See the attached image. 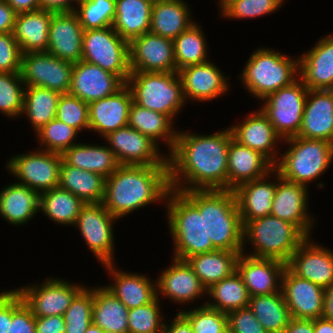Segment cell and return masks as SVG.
Listing matches in <instances>:
<instances>
[{
    "instance_id": "33",
    "label": "cell",
    "mask_w": 333,
    "mask_h": 333,
    "mask_svg": "<svg viewBox=\"0 0 333 333\" xmlns=\"http://www.w3.org/2000/svg\"><path fill=\"white\" fill-rule=\"evenodd\" d=\"M195 21L183 0H154L151 11L150 33L174 40Z\"/></svg>"
},
{
    "instance_id": "1",
    "label": "cell",
    "mask_w": 333,
    "mask_h": 333,
    "mask_svg": "<svg viewBox=\"0 0 333 333\" xmlns=\"http://www.w3.org/2000/svg\"><path fill=\"white\" fill-rule=\"evenodd\" d=\"M232 137L230 128L211 135L177 132L175 145L167 156L171 189L228 190V148Z\"/></svg>"
},
{
    "instance_id": "23",
    "label": "cell",
    "mask_w": 333,
    "mask_h": 333,
    "mask_svg": "<svg viewBox=\"0 0 333 333\" xmlns=\"http://www.w3.org/2000/svg\"><path fill=\"white\" fill-rule=\"evenodd\" d=\"M185 100L208 102L228 91V81L214 63L207 61L178 71Z\"/></svg>"
},
{
    "instance_id": "17",
    "label": "cell",
    "mask_w": 333,
    "mask_h": 333,
    "mask_svg": "<svg viewBox=\"0 0 333 333\" xmlns=\"http://www.w3.org/2000/svg\"><path fill=\"white\" fill-rule=\"evenodd\" d=\"M273 173L277 187L270 215L294 224L306 237L312 236L310 233L315 220L310 217L311 214L308 215V186L282 178L277 171L275 173V169Z\"/></svg>"
},
{
    "instance_id": "10",
    "label": "cell",
    "mask_w": 333,
    "mask_h": 333,
    "mask_svg": "<svg viewBox=\"0 0 333 333\" xmlns=\"http://www.w3.org/2000/svg\"><path fill=\"white\" fill-rule=\"evenodd\" d=\"M308 88L298 79L293 84L267 95L260 108L283 139L297 136L304 113Z\"/></svg>"
},
{
    "instance_id": "3",
    "label": "cell",
    "mask_w": 333,
    "mask_h": 333,
    "mask_svg": "<svg viewBox=\"0 0 333 333\" xmlns=\"http://www.w3.org/2000/svg\"><path fill=\"white\" fill-rule=\"evenodd\" d=\"M164 201L174 242V258L186 260L217 250L206 238L205 190L179 192L171 189Z\"/></svg>"
},
{
    "instance_id": "21",
    "label": "cell",
    "mask_w": 333,
    "mask_h": 333,
    "mask_svg": "<svg viewBox=\"0 0 333 333\" xmlns=\"http://www.w3.org/2000/svg\"><path fill=\"white\" fill-rule=\"evenodd\" d=\"M281 290L292 318H321L325 289L294 275L287 267L282 275Z\"/></svg>"
},
{
    "instance_id": "34",
    "label": "cell",
    "mask_w": 333,
    "mask_h": 333,
    "mask_svg": "<svg viewBox=\"0 0 333 333\" xmlns=\"http://www.w3.org/2000/svg\"><path fill=\"white\" fill-rule=\"evenodd\" d=\"M154 0H116L112 28L128 43L149 32Z\"/></svg>"
},
{
    "instance_id": "46",
    "label": "cell",
    "mask_w": 333,
    "mask_h": 333,
    "mask_svg": "<svg viewBox=\"0 0 333 333\" xmlns=\"http://www.w3.org/2000/svg\"><path fill=\"white\" fill-rule=\"evenodd\" d=\"M77 5L74 12L78 15L84 30L112 26L116 0H80Z\"/></svg>"
},
{
    "instance_id": "35",
    "label": "cell",
    "mask_w": 333,
    "mask_h": 333,
    "mask_svg": "<svg viewBox=\"0 0 333 333\" xmlns=\"http://www.w3.org/2000/svg\"><path fill=\"white\" fill-rule=\"evenodd\" d=\"M40 194L26 185L10 184L0 192V215L12 225H23L39 212Z\"/></svg>"
},
{
    "instance_id": "53",
    "label": "cell",
    "mask_w": 333,
    "mask_h": 333,
    "mask_svg": "<svg viewBox=\"0 0 333 333\" xmlns=\"http://www.w3.org/2000/svg\"><path fill=\"white\" fill-rule=\"evenodd\" d=\"M282 4L279 0H233L220 15L239 20L255 18L277 11Z\"/></svg>"
},
{
    "instance_id": "40",
    "label": "cell",
    "mask_w": 333,
    "mask_h": 333,
    "mask_svg": "<svg viewBox=\"0 0 333 333\" xmlns=\"http://www.w3.org/2000/svg\"><path fill=\"white\" fill-rule=\"evenodd\" d=\"M128 125L149 137L157 145H159L158 140L164 139L165 144L169 147V152L175 145L178 131H174L173 121L167 115L143 108L132 102Z\"/></svg>"
},
{
    "instance_id": "47",
    "label": "cell",
    "mask_w": 333,
    "mask_h": 333,
    "mask_svg": "<svg viewBox=\"0 0 333 333\" xmlns=\"http://www.w3.org/2000/svg\"><path fill=\"white\" fill-rule=\"evenodd\" d=\"M23 84V86H21ZM24 84L21 74L0 72V112L8 117H19L24 109Z\"/></svg>"
},
{
    "instance_id": "51",
    "label": "cell",
    "mask_w": 333,
    "mask_h": 333,
    "mask_svg": "<svg viewBox=\"0 0 333 333\" xmlns=\"http://www.w3.org/2000/svg\"><path fill=\"white\" fill-rule=\"evenodd\" d=\"M159 298L152 302L129 309L128 333H162L164 316L162 317Z\"/></svg>"
},
{
    "instance_id": "61",
    "label": "cell",
    "mask_w": 333,
    "mask_h": 333,
    "mask_svg": "<svg viewBox=\"0 0 333 333\" xmlns=\"http://www.w3.org/2000/svg\"><path fill=\"white\" fill-rule=\"evenodd\" d=\"M175 316L170 325L164 323L162 333H194L189 321L180 312Z\"/></svg>"
},
{
    "instance_id": "63",
    "label": "cell",
    "mask_w": 333,
    "mask_h": 333,
    "mask_svg": "<svg viewBox=\"0 0 333 333\" xmlns=\"http://www.w3.org/2000/svg\"><path fill=\"white\" fill-rule=\"evenodd\" d=\"M18 13L41 9L40 0H5Z\"/></svg>"
},
{
    "instance_id": "14",
    "label": "cell",
    "mask_w": 333,
    "mask_h": 333,
    "mask_svg": "<svg viewBox=\"0 0 333 333\" xmlns=\"http://www.w3.org/2000/svg\"><path fill=\"white\" fill-rule=\"evenodd\" d=\"M85 286L71 284L56 278L47 279L42 285L15 289L35 317L63 316L74 297Z\"/></svg>"
},
{
    "instance_id": "26",
    "label": "cell",
    "mask_w": 333,
    "mask_h": 333,
    "mask_svg": "<svg viewBox=\"0 0 333 333\" xmlns=\"http://www.w3.org/2000/svg\"><path fill=\"white\" fill-rule=\"evenodd\" d=\"M297 136L333 143V90H308Z\"/></svg>"
},
{
    "instance_id": "31",
    "label": "cell",
    "mask_w": 333,
    "mask_h": 333,
    "mask_svg": "<svg viewBox=\"0 0 333 333\" xmlns=\"http://www.w3.org/2000/svg\"><path fill=\"white\" fill-rule=\"evenodd\" d=\"M270 174H273V170L268 175L246 182L233 190L243 225L247 221L270 215L277 187V181L266 180Z\"/></svg>"
},
{
    "instance_id": "44",
    "label": "cell",
    "mask_w": 333,
    "mask_h": 333,
    "mask_svg": "<svg viewBox=\"0 0 333 333\" xmlns=\"http://www.w3.org/2000/svg\"><path fill=\"white\" fill-rule=\"evenodd\" d=\"M207 294L214 302L206 301L205 304L226 314L249 305L247 287L237 271L212 285L207 289Z\"/></svg>"
},
{
    "instance_id": "4",
    "label": "cell",
    "mask_w": 333,
    "mask_h": 333,
    "mask_svg": "<svg viewBox=\"0 0 333 333\" xmlns=\"http://www.w3.org/2000/svg\"><path fill=\"white\" fill-rule=\"evenodd\" d=\"M250 56L239 76L244 88L256 99L262 100L299 78V58L293 60L271 48H259Z\"/></svg>"
},
{
    "instance_id": "2",
    "label": "cell",
    "mask_w": 333,
    "mask_h": 333,
    "mask_svg": "<svg viewBox=\"0 0 333 333\" xmlns=\"http://www.w3.org/2000/svg\"><path fill=\"white\" fill-rule=\"evenodd\" d=\"M170 190L168 165H120L105 179L102 204L120 219L150 203L166 200Z\"/></svg>"
},
{
    "instance_id": "19",
    "label": "cell",
    "mask_w": 333,
    "mask_h": 333,
    "mask_svg": "<svg viewBox=\"0 0 333 333\" xmlns=\"http://www.w3.org/2000/svg\"><path fill=\"white\" fill-rule=\"evenodd\" d=\"M124 85L117 75L80 60L73 64L69 93L89 104L115 94Z\"/></svg>"
},
{
    "instance_id": "11",
    "label": "cell",
    "mask_w": 333,
    "mask_h": 333,
    "mask_svg": "<svg viewBox=\"0 0 333 333\" xmlns=\"http://www.w3.org/2000/svg\"><path fill=\"white\" fill-rule=\"evenodd\" d=\"M62 154L45 149L28 154H20L7 163L9 173L20 179L19 184L26 185L39 194L58 187Z\"/></svg>"
},
{
    "instance_id": "56",
    "label": "cell",
    "mask_w": 333,
    "mask_h": 333,
    "mask_svg": "<svg viewBox=\"0 0 333 333\" xmlns=\"http://www.w3.org/2000/svg\"><path fill=\"white\" fill-rule=\"evenodd\" d=\"M227 325L228 333H268L249 307L227 313Z\"/></svg>"
},
{
    "instance_id": "12",
    "label": "cell",
    "mask_w": 333,
    "mask_h": 333,
    "mask_svg": "<svg viewBox=\"0 0 333 333\" xmlns=\"http://www.w3.org/2000/svg\"><path fill=\"white\" fill-rule=\"evenodd\" d=\"M116 218L100 203H85L77 217L75 227L79 228L90 252L104 265L114 263V231ZM113 222V223H112Z\"/></svg>"
},
{
    "instance_id": "57",
    "label": "cell",
    "mask_w": 333,
    "mask_h": 333,
    "mask_svg": "<svg viewBox=\"0 0 333 333\" xmlns=\"http://www.w3.org/2000/svg\"><path fill=\"white\" fill-rule=\"evenodd\" d=\"M64 317L60 315L36 317L35 333H65Z\"/></svg>"
},
{
    "instance_id": "65",
    "label": "cell",
    "mask_w": 333,
    "mask_h": 333,
    "mask_svg": "<svg viewBox=\"0 0 333 333\" xmlns=\"http://www.w3.org/2000/svg\"><path fill=\"white\" fill-rule=\"evenodd\" d=\"M314 333H333V321L322 317L314 319Z\"/></svg>"
},
{
    "instance_id": "13",
    "label": "cell",
    "mask_w": 333,
    "mask_h": 333,
    "mask_svg": "<svg viewBox=\"0 0 333 333\" xmlns=\"http://www.w3.org/2000/svg\"><path fill=\"white\" fill-rule=\"evenodd\" d=\"M73 63L49 52H30L21 56L20 74L26 86H38L61 94L69 93Z\"/></svg>"
},
{
    "instance_id": "42",
    "label": "cell",
    "mask_w": 333,
    "mask_h": 333,
    "mask_svg": "<svg viewBox=\"0 0 333 333\" xmlns=\"http://www.w3.org/2000/svg\"><path fill=\"white\" fill-rule=\"evenodd\" d=\"M85 203L59 186L40 194L39 211L60 225H75Z\"/></svg>"
},
{
    "instance_id": "30",
    "label": "cell",
    "mask_w": 333,
    "mask_h": 333,
    "mask_svg": "<svg viewBox=\"0 0 333 333\" xmlns=\"http://www.w3.org/2000/svg\"><path fill=\"white\" fill-rule=\"evenodd\" d=\"M104 266L115 282L105 287L128 309L146 305L157 297L156 283L153 284L145 274L118 270L114 268L113 263H107Z\"/></svg>"
},
{
    "instance_id": "59",
    "label": "cell",
    "mask_w": 333,
    "mask_h": 333,
    "mask_svg": "<svg viewBox=\"0 0 333 333\" xmlns=\"http://www.w3.org/2000/svg\"><path fill=\"white\" fill-rule=\"evenodd\" d=\"M16 15L17 13L5 0H0V33L13 31Z\"/></svg>"
},
{
    "instance_id": "45",
    "label": "cell",
    "mask_w": 333,
    "mask_h": 333,
    "mask_svg": "<svg viewBox=\"0 0 333 333\" xmlns=\"http://www.w3.org/2000/svg\"><path fill=\"white\" fill-rule=\"evenodd\" d=\"M201 29V26L193 23L173 40L177 72L185 67L209 61L208 47Z\"/></svg>"
},
{
    "instance_id": "25",
    "label": "cell",
    "mask_w": 333,
    "mask_h": 333,
    "mask_svg": "<svg viewBox=\"0 0 333 333\" xmlns=\"http://www.w3.org/2000/svg\"><path fill=\"white\" fill-rule=\"evenodd\" d=\"M299 56V79L308 90H333V34Z\"/></svg>"
},
{
    "instance_id": "54",
    "label": "cell",
    "mask_w": 333,
    "mask_h": 333,
    "mask_svg": "<svg viewBox=\"0 0 333 333\" xmlns=\"http://www.w3.org/2000/svg\"><path fill=\"white\" fill-rule=\"evenodd\" d=\"M36 317L24 304L21 296L12 290V322L7 333H35Z\"/></svg>"
},
{
    "instance_id": "43",
    "label": "cell",
    "mask_w": 333,
    "mask_h": 333,
    "mask_svg": "<svg viewBox=\"0 0 333 333\" xmlns=\"http://www.w3.org/2000/svg\"><path fill=\"white\" fill-rule=\"evenodd\" d=\"M61 93L38 86H26L24 109L35 132L56 118L57 104Z\"/></svg>"
},
{
    "instance_id": "16",
    "label": "cell",
    "mask_w": 333,
    "mask_h": 333,
    "mask_svg": "<svg viewBox=\"0 0 333 333\" xmlns=\"http://www.w3.org/2000/svg\"><path fill=\"white\" fill-rule=\"evenodd\" d=\"M131 71L177 72L173 40L150 32L129 42Z\"/></svg>"
},
{
    "instance_id": "66",
    "label": "cell",
    "mask_w": 333,
    "mask_h": 333,
    "mask_svg": "<svg viewBox=\"0 0 333 333\" xmlns=\"http://www.w3.org/2000/svg\"><path fill=\"white\" fill-rule=\"evenodd\" d=\"M85 333H104V331L93 323L88 327Z\"/></svg>"
},
{
    "instance_id": "49",
    "label": "cell",
    "mask_w": 333,
    "mask_h": 333,
    "mask_svg": "<svg viewBox=\"0 0 333 333\" xmlns=\"http://www.w3.org/2000/svg\"><path fill=\"white\" fill-rule=\"evenodd\" d=\"M78 133V130L56 118L36 132L40 145L46 146V151L58 154H63L76 144L73 141L77 138Z\"/></svg>"
},
{
    "instance_id": "15",
    "label": "cell",
    "mask_w": 333,
    "mask_h": 333,
    "mask_svg": "<svg viewBox=\"0 0 333 333\" xmlns=\"http://www.w3.org/2000/svg\"><path fill=\"white\" fill-rule=\"evenodd\" d=\"M104 138L120 165H168V157L159 152L158 145L129 125L108 133Z\"/></svg>"
},
{
    "instance_id": "58",
    "label": "cell",
    "mask_w": 333,
    "mask_h": 333,
    "mask_svg": "<svg viewBox=\"0 0 333 333\" xmlns=\"http://www.w3.org/2000/svg\"><path fill=\"white\" fill-rule=\"evenodd\" d=\"M12 322V290L0 292V333H7Z\"/></svg>"
},
{
    "instance_id": "37",
    "label": "cell",
    "mask_w": 333,
    "mask_h": 333,
    "mask_svg": "<svg viewBox=\"0 0 333 333\" xmlns=\"http://www.w3.org/2000/svg\"><path fill=\"white\" fill-rule=\"evenodd\" d=\"M236 251L215 250L193 255L186 259L206 289L231 276L236 271L239 257Z\"/></svg>"
},
{
    "instance_id": "52",
    "label": "cell",
    "mask_w": 333,
    "mask_h": 333,
    "mask_svg": "<svg viewBox=\"0 0 333 333\" xmlns=\"http://www.w3.org/2000/svg\"><path fill=\"white\" fill-rule=\"evenodd\" d=\"M56 119L79 132L89 130V106L77 96L70 93L61 94L56 110Z\"/></svg>"
},
{
    "instance_id": "48",
    "label": "cell",
    "mask_w": 333,
    "mask_h": 333,
    "mask_svg": "<svg viewBox=\"0 0 333 333\" xmlns=\"http://www.w3.org/2000/svg\"><path fill=\"white\" fill-rule=\"evenodd\" d=\"M93 288L84 287L65 311V333H85L93 323Z\"/></svg>"
},
{
    "instance_id": "5",
    "label": "cell",
    "mask_w": 333,
    "mask_h": 333,
    "mask_svg": "<svg viewBox=\"0 0 333 333\" xmlns=\"http://www.w3.org/2000/svg\"><path fill=\"white\" fill-rule=\"evenodd\" d=\"M206 238L217 250L243 253V224L232 190H205Z\"/></svg>"
},
{
    "instance_id": "20",
    "label": "cell",
    "mask_w": 333,
    "mask_h": 333,
    "mask_svg": "<svg viewBox=\"0 0 333 333\" xmlns=\"http://www.w3.org/2000/svg\"><path fill=\"white\" fill-rule=\"evenodd\" d=\"M286 263L271 258L252 257L245 252L238 257L236 271L247 287L250 297L281 291ZM280 280V281H279Z\"/></svg>"
},
{
    "instance_id": "50",
    "label": "cell",
    "mask_w": 333,
    "mask_h": 333,
    "mask_svg": "<svg viewBox=\"0 0 333 333\" xmlns=\"http://www.w3.org/2000/svg\"><path fill=\"white\" fill-rule=\"evenodd\" d=\"M194 333H228L227 314L208 307L205 303L192 310H180Z\"/></svg>"
},
{
    "instance_id": "29",
    "label": "cell",
    "mask_w": 333,
    "mask_h": 333,
    "mask_svg": "<svg viewBox=\"0 0 333 333\" xmlns=\"http://www.w3.org/2000/svg\"><path fill=\"white\" fill-rule=\"evenodd\" d=\"M274 169V165L260 152L240 144L233 137L228 148V190L262 178Z\"/></svg>"
},
{
    "instance_id": "28",
    "label": "cell",
    "mask_w": 333,
    "mask_h": 333,
    "mask_svg": "<svg viewBox=\"0 0 333 333\" xmlns=\"http://www.w3.org/2000/svg\"><path fill=\"white\" fill-rule=\"evenodd\" d=\"M258 110L248 115L241 124L230 126V129L236 141L260 152L275 165L278 161L275 144L282 138L273 128L268 117L261 109Z\"/></svg>"
},
{
    "instance_id": "55",
    "label": "cell",
    "mask_w": 333,
    "mask_h": 333,
    "mask_svg": "<svg viewBox=\"0 0 333 333\" xmlns=\"http://www.w3.org/2000/svg\"><path fill=\"white\" fill-rule=\"evenodd\" d=\"M19 44L11 33H0V72L19 73L21 70Z\"/></svg>"
},
{
    "instance_id": "39",
    "label": "cell",
    "mask_w": 333,
    "mask_h": 333,
    "mask_svg": "<svg viewBox=\"0 0 333 333\" xmlns=\"http://www.w3.org/2000/svg\"><path fill=\"white\" fill-rule=\"evenodd\" d=\"M105 179L98 173L68 165L62 159L58 186L84 203H100L104 198Z\"/></svg>"
},
{
    "instance_id": "9",
    "label": "cell",
    "mask_w": 333,
    "mask_h": 333,
    "mask_svg": "<svg viewBox=\"0 0 333 333\" xmlns=\"http://www.w3.org/2000/svg\"><path fill=\"white\" fill-rule=\"evenodd\" d=\"M81 60L117 75L125 84L131 73L129 43L112 26L84 30Z\"/></svg>"
},
{
    "instance_id": "27",
    "label": "cell",
    "mask_w": 333,
    "mask_h": 333,
    "mask_svg": "<svg viewBox=\"0 0 333 333\" xmlns=\"http://www.w3.org/2000/svg\"><path fill=\"white\" fill-rule=\"evenodd\" d=\"M172 262V266L164 270L156 280L157 298L161 294L184 304L207 293V289L186 260L173 257Z\"/></svg>"
},
{
    "instance_id": "32",
    "label": "cell",
    "mask_w": 333,
    "mask_h": 333,
    "mask_svg": "<svg viewBox=\"0 0 333 333\" xmlns=\"http://www.w3.org/2000/svg\"><path fill=\"white\" fill-rule=\"evenodd\" d=\"M53 13L39 9L16 15L12 34L22 54L47 51L49 26Z\"/></svg>"
},
{
    "instance_id": "22",
    "label": "cell",
    "mask_w": 333,
    "mask_h": 333,
    "mask_svg": "<svg viewBox=\"0 0 333 333\" xmlns=\"http://www.w3.org/2000/svg\"><path fill=\"white\" fill-rule=\"evenodd\" d=\"M83 35L84 29L74 11L53 13L47 52L67 62L77 63L82 59Z\"/></svg>"
},
{
    "instance_id": "36",
    "label": "cell",
    "mask_w": 333,
    "mask_h": 333,
    "mask_svg": "<svg viewBox=\"0 0 333 333\" xmlns=\"http://www.w3.org/2000/svg\"><path fill=\"white\" fill-rule=\"evenodd\" d=\"M62 159L68 165L98 173L104 178L109 177L120 166L108 145L76 143L62 154Z\"/></svg>"
},
{
    "instance_id": "64",
    "label": "cell",
    "mask_w": 333,
    "mask_h": 333,
    "mask_svg": "<svg viewBox=\"0 0 333 333\" xmlns=\"http://www.w3.org/2000/svg\"><path fill=\"white\" fill-rule=\"evenodd\" d=\"M322 318L333 321V283L325 289Z\"/></svg>"
},
{
    "instance_id": "7",
    "label": "cell",
    "mask_w": 333,
    "mask_h": 333,
    "mask_svg": "<svg viewBox=\"0 0 333 333\" xmlns=\"http://www.w3.org/2000/svg\"><path fill=\"white\" fill-rule=\"evenodd\" d=\"M243 226V245L247 240L254 247V252L247 255L257 258L287 263L307 238L294 224L272 215L247 221Z\"/></svg>"
},
{
    "instance_id": "8",
    "label": "cell",
    "mask_w": 333,
    "mask_h": 333,
    "mask_svg": "<svg viewBox=\"0 0 333 333\" xmlns=\"http://www.w3.org/2000/svg\"><path fill=\"white\" fill-rule=\"evenodd\" d=\"M126 85L134 103L167 115L172 121L187 101L178 72L131 71Z\"/></svg>"
},
{
    "instance_id": "62",
    "label": "cell",
    "mask_w": 333,
    "mask_h": 333,
    "mask_svg": "<svg viewBox=\"0 0 333 333\" xmlns=\"http://www.w3.org/2000/svg\"><path fill=\"white\" fill-rule=\"evenodd\" d=\"M283 333H314V319L291 318Z\"/></svg>"
},
{
    "instance_id": "24",
    "label": "cell",
    "mask_w": 333,
    "mask_h": 333,
    "mask_svg": "<svg viewBox=\"0 0 333 333\" xmlns=\"http://www.w3.org/2000/svg\"><path fill=\"white\" fill-rule=\"evenodd\" d=\"M132 102V93L126 84L115 94L90 102L89 130L105 137L108 133L127 126Z\"/></svg>"
},
{
    "instance_id": "67",
    "label": "cell",
    "mask_w": 333,
    "mask_h": 333,
    "mask_svg": "<svg viewBox=\"0 0 333 333\" xmlns=\"http://www.w3.org/2000/svg\"><path fill=\"white\" fill-rule=\"evenodd\" d=\"M231 1H233V0H219L218 2V4H220V11L224 8V7H226Z\"/></svg>"
},
{
    "instance_id": "60",
    "label": "cell",
    "mask_w": 333,
    "mask_h": 333,
    "mask_svg": "<svg viewBox=\"0 0 333 333\" xmlns=\"http://www.w3.org/2000/svg\"><path fill=\"white\" fill-rule=\"evenodd\" d=\"M74 1V4H76L80 0H40L41 9H44L46 11H51L54 13L59 12H72L76 9L74 4L72 2Z\"/></svg>"
},
{
    "instance_id": "6",
    "label": "cell",
    "mask_w": 333,
    "mask_h": 333,
    "mask_svg": "<svg viewBox=\"0 0 333 333\" xmlns=\"http://www.w3.org/2000/svg\"><path fill=\"white\" fill-rule=\"evenodd\" d=\"M283 141L291 145L277 158L274 169L288 181L307 186L320 178L333 161V143L329 141L298 136Z\"/></svg>"
},
{
    "instance_id": "41",
    "label": "cell",
    "mask_w": 333,
    "mask_h": 333,
    "mask_svg": "<svg viewBox=\"0 0 333 333\" xmlns=\"http://www.w3.org/2000/svg\"><path fill=\"white\" fill-rule=\"evenodd\" d=\"M248 307L268 333H283L292 318L282 290L250 297Z\"/></svg>"
},
{
    "instance_id": "18",
    "label": "cell",
    "mask_w": 333,
    "mask_h": 333,
    "mask_svg": "<svg viewBox=\"0 0 333 333\" xmlns=\"http://www.w3.org/2000/svg\"><path fill=\"white\" fill-rule=\"evenodd\" d=\"M307 237L292 254L286 267L296 276L327 289L333 283V251Z\"/></svg>"
},
{
    "instance_id": "38",
    "label": "cell",
    "mask_w": 333,
    "mask_h": 333,
    "mask_svg": "<svg viewBox=\"0 0 333 333\" xmlns=\"http://www.w3.org/2000/svg\"><path fill=\"white\" fill-rule=\"evenodd\" d=\"M129 309L105 286L93 287V324L103 331L128 333Z\"/></svg>"
}]
</instances>
